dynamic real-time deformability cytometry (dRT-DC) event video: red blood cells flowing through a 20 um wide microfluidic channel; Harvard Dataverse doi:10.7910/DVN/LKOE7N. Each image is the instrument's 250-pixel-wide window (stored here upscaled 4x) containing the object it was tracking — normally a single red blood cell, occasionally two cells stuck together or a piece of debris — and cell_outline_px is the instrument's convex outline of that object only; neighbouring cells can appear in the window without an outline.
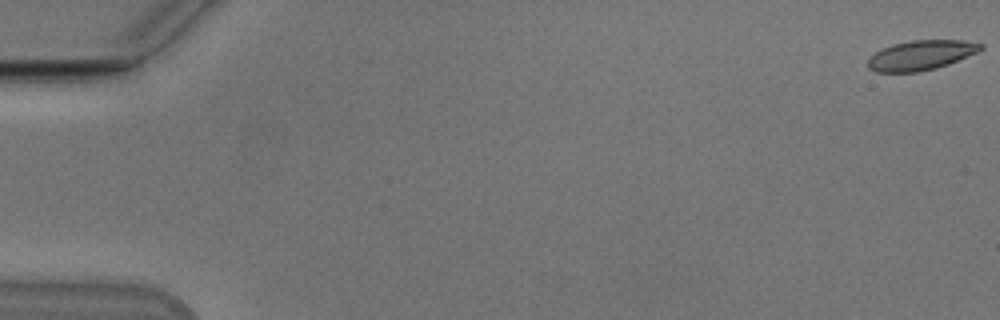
{"species": "Egyptian fruit bat (a non-hibernating species)", "species_latin": "Rousettus aegyptiacus", "temperature_condition": "cold", "stored_images_in_passage": 56, "camera_frame_rate_fps": 3000, "um_per_image_px": 0.085, "animal": {"sex": "male"}, "frame": {"image": 1, "passage_image": 1, "time_ms": 0.0, "image_size_px": [1000, 320], "cell_outline_px": [[984, 48], [976, 52], [948, 64], [936, 68], [920, 72], [876, 72], [868, 68], [868, 60], [876, 52], [892, 44], [912, 40], [960, 40], [984, 44]], "centroid_in_image_um": [78.28, 4.69], "position_along_channel_um": 6.7, "area_um2": 19.36}}
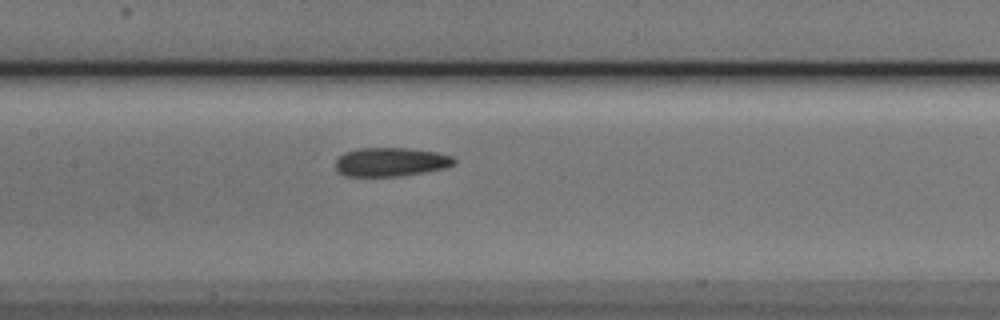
{"frame": {"image": 2, "passage_image": 27, "time_ms": 8.667, "image_size_px": [1000, 320], "cell_outline_px": [[456, 164], [444, 168], [424, 172], [400, 176], [344, 176], [336, 168], [336, 160], [344, 152], [360, 148], [408, 148], [436, 152], [452, 156], [456, 160]], "centroid_in_image_um": [33.23, 13.76], "position_along_channel_um": 174.2, "area_um2": 19.88}}
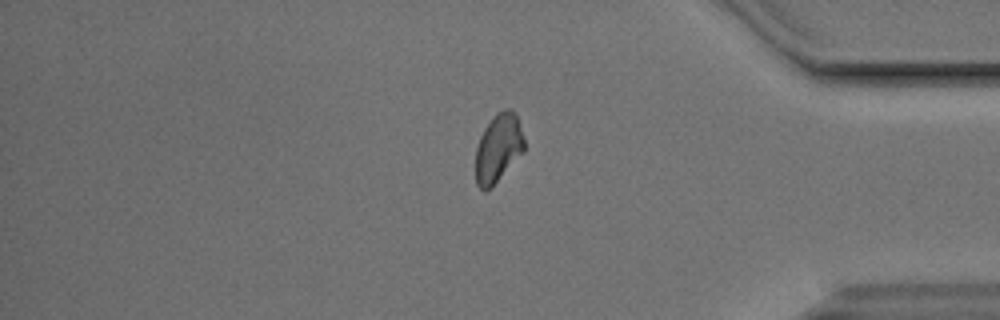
{"frame": {"image": 3, "passage_image": 46, "time_ms": 15.0, "image_size_px": [1000, 320], "cell_outline_px": [[524, 152], [488, 188], [480, 188], [476, 184], [476, 148], [480, 136], [484, 128], [496, 112], [504, 108], [512, 108], [516, 112], [524, 140]], "centroid_in_image_um": [42.36, 12.49], "position_along_channel_um": 392.8, "area_um2": 19.07}, "authors_computed_cell_mechanics": {"area_um2": 20.0855, "velocity_mm_per_s": 3.82, "shape_relaxation_time_tau1_ms": null, "shape_relaxation_time_tau2_ms": 3.5672, "deformation_change_tau1": null, "deformation_change_tau2": 0.0719}}